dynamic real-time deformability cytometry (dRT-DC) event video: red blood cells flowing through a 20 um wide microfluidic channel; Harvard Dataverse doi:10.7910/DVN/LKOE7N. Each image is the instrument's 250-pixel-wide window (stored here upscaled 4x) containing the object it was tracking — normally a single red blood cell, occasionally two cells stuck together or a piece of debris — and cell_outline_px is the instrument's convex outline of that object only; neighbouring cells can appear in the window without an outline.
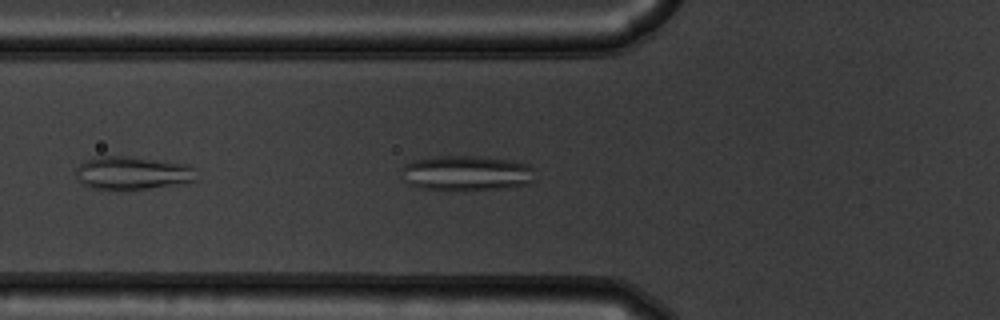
{"species": "common noctule bat (a hibernating species)", "species_latin": "Nyctalus noctula", "temperature_condition": "warm", "stored_images_in_passage": 38, "camera_frame_rate_fps": 3000, "um_per_image_px": 0.085, "animal": {"sex": "male", "body_mass_g": 19.5, "forearm_length_mm": 54.6}, "frame": {"image": 1, "passage_image": 4, "time_ms": 1.0, "image_size_px": [1000, 320], "cell_outline_px": [[532, 180], [528, 184], [508, 188], [464, 192], [448, 192], [420, 188], [408, 184], [404, 180], [400, 168], [404, 164], [412, 160], [436, 156], [476, 156], [512, 160], [528, 164], [532, 168]], "centroid_in_image_um": [39.58, 14.75], "position_along_channel_um": 86.2, "area_um2": 28.32}}
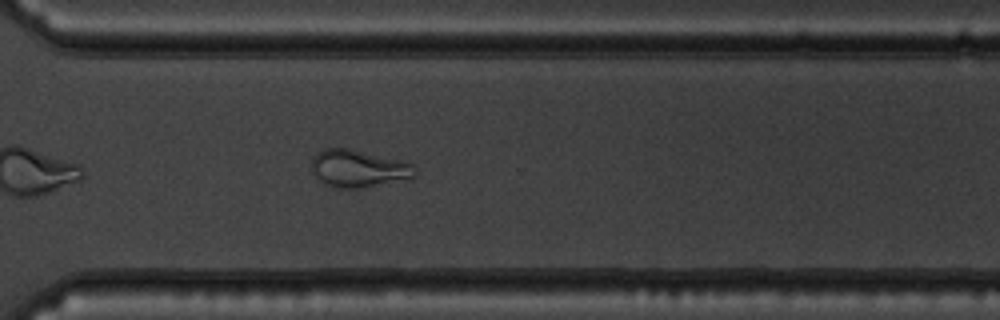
{"frame": {"image": 2, "passage_image": 24, "time_ms": 7.667, "image_size_px": [1000, 320], "cell_outline_px": [[416, 176], [360, 188], [332, 188], [324, 184], [312, 172], [312, 160], [316, 152], [324, 148], [348, 148], [408, 160], [412, 164], [416, 172]], "centroid_in_image_um": [30.46, 14.3], "position_along_channel_um": 340.1, "area_um2": 22.72}}
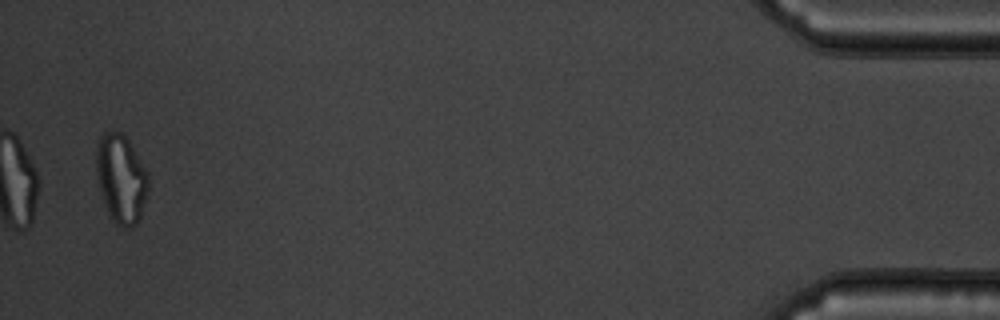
{"frame": {"image": 3, "passage_image": 37, "time_ms": 12.0, "image_size_px": [1000, 320], "cell_outline_px": [[148, 188], [140, 216], [136, 224], [132, 228], [120, 228], [108, 216], [100, 188], [96, 172], [96, 144], [100, 136], [104, 132], [120, 132], [128, 140], [148, 172]], "centroid_in_image_um": [10.28, 15.21], "position_along_channel_um": 424.9, "area_um2": 26.88}, "authors_computed_cell_mechanics": {"area_um2": 23.6113, "velocity_mm_per_s": 3.8117, "shape_relaxation_time_tau1_ms": null, "shape_relaxation_time_tau2_ms": 0.8828, "deformation_change_tau1": null, "deformation_change_tau2": 0.0851}}